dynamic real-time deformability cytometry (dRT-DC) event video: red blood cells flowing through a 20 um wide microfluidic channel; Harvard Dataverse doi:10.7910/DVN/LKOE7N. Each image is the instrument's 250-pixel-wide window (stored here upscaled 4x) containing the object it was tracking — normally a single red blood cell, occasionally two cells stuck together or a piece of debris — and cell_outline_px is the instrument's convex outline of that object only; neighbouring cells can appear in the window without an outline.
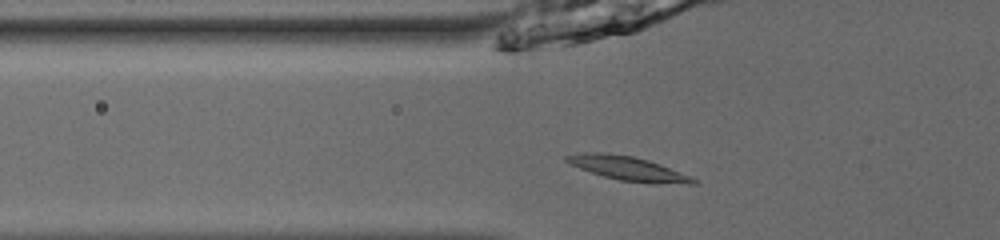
{"species": "common noctule bat (a hibernating species)", "species_latin": "Nyctalus noctula", "temperature_condition": "room temperature", "stored_images_in_passage": 39, "camera_frame_rate_fps": 3000, "um_per_image_px": 0.085, "animal": {"sex": "male", "body_mass_g": 13.0, "forearm_length_mm": 53.1}, "frame": {"image": 1, "passage_image": 6, "time_ms": 1.667, "image_size_px": [1000, 240], "cell_outline_px": [[700, 180], [696, 184], [656, 184], [620, 180], [604, 176], [568, 164], [564, 160], [564, 156], [584, 152], [604, 152], [632, 156], [648, 160], [660, 164], [692, 176]], "centroid_in_image_um": [53.43, 14.32], "position_along_channel_um": 72.4, "area_um2": 17.98}}
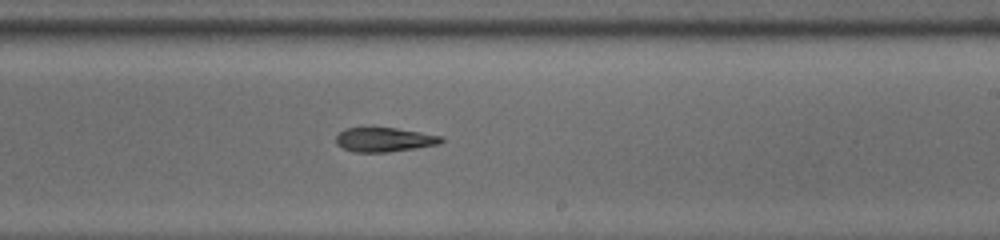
{"frame": {"image": 2, "passage_image": 20, "time_ms": 6.333, "image_size_px": [1000, 240], "cell_outline_px": [[444, 140], [440, 144], [416, 148], [388, 152], [356, 152], [344, 148], [336, 144], [336, 136], [344, 128], [396, 128], [444, 136]], "centroid_in_image_um": [32.7, 11.87], "position_along_channel_um": 256.3, "area_um2": 14.85}}
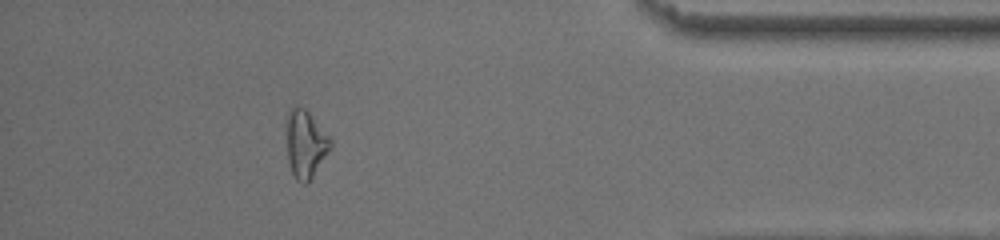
{"frame": {"image": 3, "passage_image": 34, "time_ms": 11.0, "image_size_px": [1000, 240], "cell_outline_px": [[332, 144], [308, 184], [304, 184], [296, 180], [288, 164], [284, 124], [288, 108], [296, 104], [304, 108], [308, 112], [332, 140]], "centroid_in_image_um": [25.89, 12.2], "position_along_channel_um": 409.3, "area_um2": 17.74}, "authors_computed_cell_mechanics": {"area_um2": 16.0684, "velocity_mm_per_s": 3.9373, "shape_relaxation_time_tau1_ms": null, "shape_relaxation_time_tau2_ms": 10.6117, "deformation_change_tau1": null, "deformation_change_tau2": 0.2442}}